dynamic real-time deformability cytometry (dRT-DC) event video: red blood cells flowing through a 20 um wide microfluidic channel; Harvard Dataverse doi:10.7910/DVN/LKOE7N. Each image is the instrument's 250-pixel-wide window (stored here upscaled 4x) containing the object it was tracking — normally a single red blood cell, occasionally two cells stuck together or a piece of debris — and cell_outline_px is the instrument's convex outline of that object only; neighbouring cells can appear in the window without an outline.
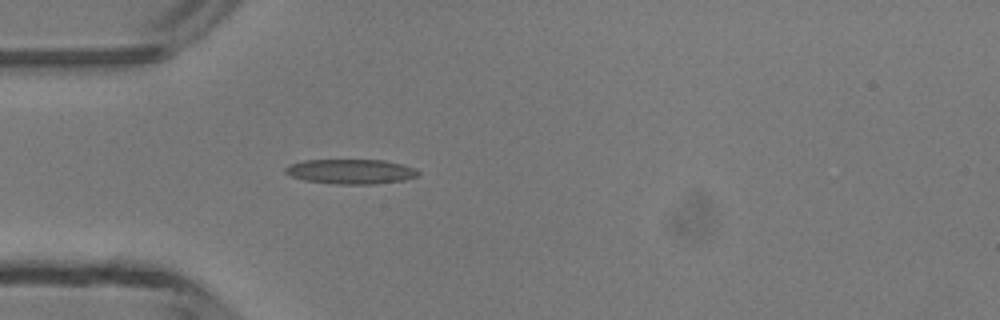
{"species": "common noctule bat (a hibernating species)", "species_latin": "Nyctalus noctula", "temperature_condition": "room temperature", "stored_images_in_passage": 1, "camera_frame_rate_fps": 3000, "um_per_image_px": 0.085, "animal": {"sex": "male", "body_mass_g": 13.3}, "frame": {"image": 1, "passage_image": 1, "time_ms": 0.0, "image_size_px": [1000, 320], "cell_outline_px": [[420, 176], [404, 180], [376, 184], [336, 184], [304, 180], [292, 176], [284, 172], [284, 168], [288, 164], [304, 160], [384, 160], [400, 164], [412, 168], [420, 172]], "centroid_in_image_um": [29.8, 14.58], "position_along_channel_um": 55.2, "area_um2": 19.19}}